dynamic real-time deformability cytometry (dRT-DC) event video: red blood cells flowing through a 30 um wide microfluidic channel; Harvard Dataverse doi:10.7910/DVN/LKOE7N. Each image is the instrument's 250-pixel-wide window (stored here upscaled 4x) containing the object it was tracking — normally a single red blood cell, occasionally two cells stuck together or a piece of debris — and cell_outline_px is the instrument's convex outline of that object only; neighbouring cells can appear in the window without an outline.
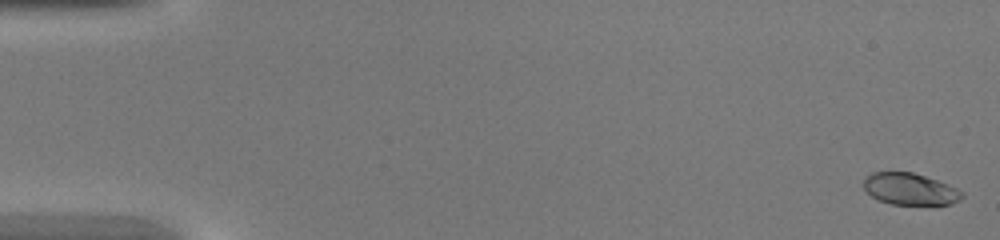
{"species": "common noctule bat (a hibernating species)", "species_latin": "Nyctalus noctula", "temperature_condition": "warm", "stored_images_in_passage": 45, "camera_frame_rate_fps": 3000, "um_per_image_px": 0.085, "animal": {"sex": "female", "body_mass_g": 20.0, "forearm_length_mm": 54.0}, "frame": {"image": 1, "passage_image": 1, "time_ms": 0.0, "image_size_px": [1000, 240], "cell_outline_px": [[964, 196], [960, 200], [952, 204], [892, 204], [880, 200], [872, 196], [864, 188], [864, 180], [872, 172], [912, 172], [936, 180], [956, 188], [964, 192]], "centroid_in_image_um": [77.37, 16.07], "position_along_channel_um": 7.6, "area_um2": 17.92}}
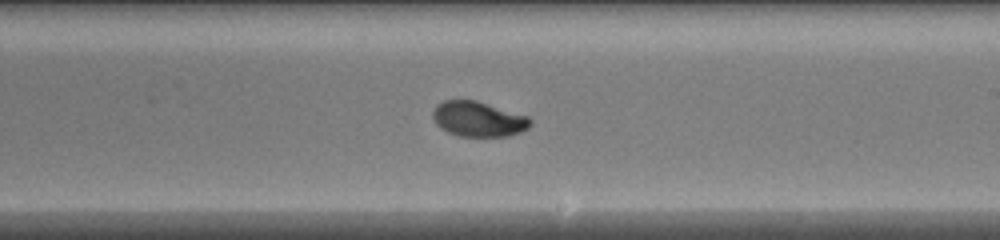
{"frame": {"image": 2, "passage_image": 27, "time_ms": 8.667, "image_size_px": [1000, 240], "cell_outline_px": [[532, 124], [528, 128], [520, 132], [508, 136], [460, 136], [448, 132], [440, 128], [432, 120], [432, 112], [436, 104], [444, 100], [476, 100], [528, 116], [532, 120]], "centroid_in_image_um": [40.64, 10.11], "position_along_channel_um": 248.4, "area_um2": 20.11}}
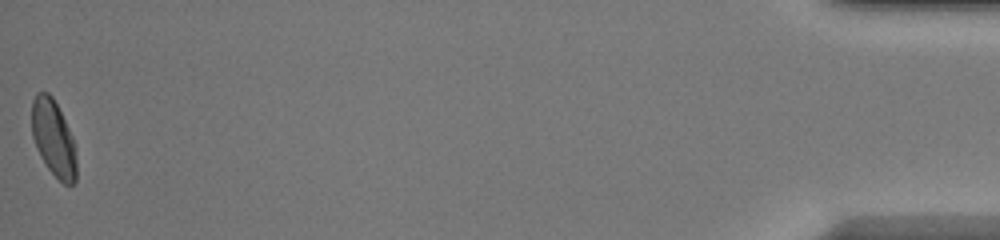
{"frame": {"image": 3, "passage_image": 45, "time_ms": 14.667, "image_size_px": [1000, 240], "cell_outline_px": [[76, 180], [72, 184], [64, 184], [48, 168], [40, 156], [36, 148], [32, 136], [32, 100], [36, 92], [48, 92], [52, 96], [72, 136], [76, 148]], "centroid_in_image_um": [4.54, 11.75], "position_along_channel_um": 430.7, "area_um2": 19.77}}